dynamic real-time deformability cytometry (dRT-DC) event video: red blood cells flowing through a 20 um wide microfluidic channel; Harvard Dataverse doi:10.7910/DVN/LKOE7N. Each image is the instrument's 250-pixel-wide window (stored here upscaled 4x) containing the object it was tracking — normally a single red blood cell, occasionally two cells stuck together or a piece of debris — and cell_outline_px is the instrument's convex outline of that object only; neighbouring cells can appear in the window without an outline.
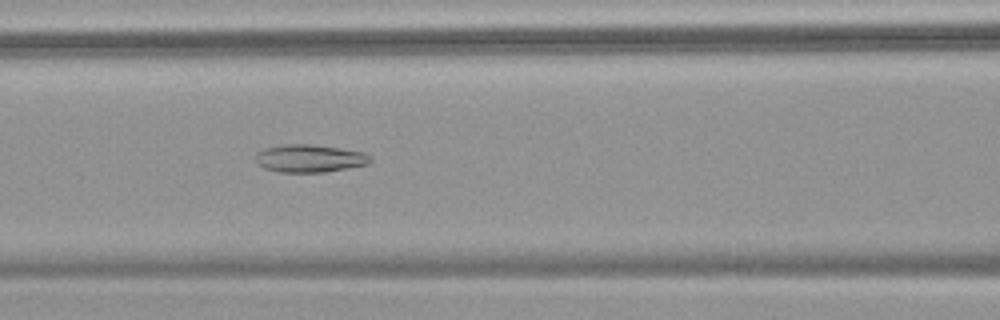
{"species": "common noctule bat (a hibernating species)", "species_latin": "Nyctalus noctula", "temperature_condition": "warm", "stored_images_in_passage": 52, "camera_frame_rate_fps": 3000, "um_per_image_px": 0.085, "animal": {"sex": "female", "body_mass_g": 18.4}, "frame": {"image": 1, "passage_image": 22, "time_ms": 7.0, "image_size_px": [1000, 320], "cell_outline_px": [[372, 160], [368, 164], [348, 168], [324, 172], [280, 172], [264, 168], [256, 164], [256, 152], [264, 148], [284, 144], [312, 144], [340, 148], [364, 152], [372, 156]], "centroid_in_image_um": [26.31, 13.46], "position_along_channel_um": 140.3, "area_um2": 18.73}}
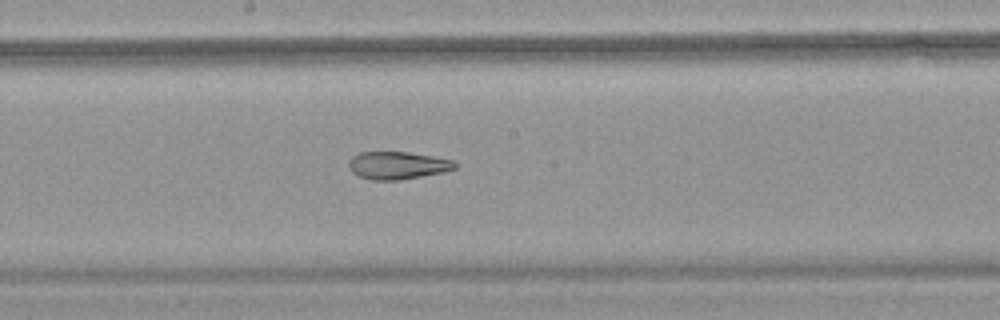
{"frame": {"image": 2, "passage_image": 28, "time_ms": 9.0, "image_size_px": [1000, 320], "cell_outline_px": [[456, 168], [444, 172], [400, 180], [372, 180], [360, 176], [352, 172], [348, 164], [348, 160], [352, 156], [360, 152], [408, 152], [456, 160]], "centroid_in_image_um": [33.8, 14.05], "position_along_channel_um": 214.4, "area_um2": 17.17}}
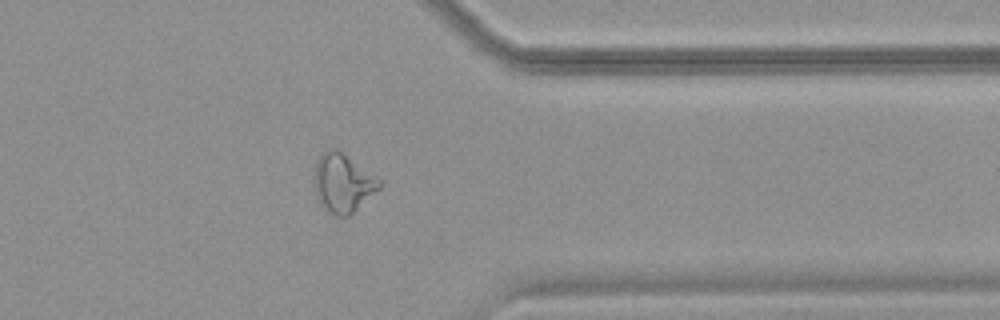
{"frame": {"image": 3, "passage_image": 42, "time_ms": 13.667, "image_size_px": [1000, 320], "cell_outline_px": [[380, 188], [348, 216], [336, 216], [324, 208], [320, 204], [316, 192], [316, 160], [328, 148], [336, 148], [380, 180]], "centroid_in_image_um": [29.13, 15.56], "position_along_channel_um": 382.3, "area_um2": 21.44}, "authors_computed_cell_mechanics": {"area_um2": 22.2241, "velocity_mm_per_s": 3.7233, "shape_relaxation_time_tau1_ms": null, "shape_relaxation_time_tau2_ms": 3.4961, "deformation_change_tau1": null, "deformation_change_tau2": 0.1235}}